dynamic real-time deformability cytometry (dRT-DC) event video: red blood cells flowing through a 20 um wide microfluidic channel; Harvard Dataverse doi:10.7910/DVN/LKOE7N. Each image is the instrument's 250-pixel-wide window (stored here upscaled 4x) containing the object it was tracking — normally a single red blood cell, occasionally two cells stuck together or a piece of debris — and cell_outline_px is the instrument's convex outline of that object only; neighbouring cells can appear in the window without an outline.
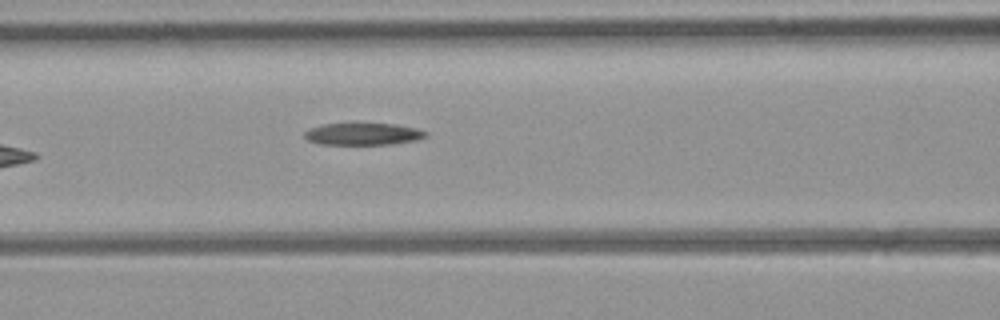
{"species": "common noctule bat (a hibernating species)", "species_latin": "Nyctalus noctula", "temperature_condition": "room temperature", "stored_images_in_passage": 6, "camera_frame_rate_fps": 3000, "um_per_image_px": 0.085, "animal": {"sex": "female", "body_mass_g": 21.9}, "frame": {"image": 1, "passage_image": 6, "time_ms": 6.667, "image_size_px": [1000, 320], "cell_outline_px": [[428, 136], [416, 140], [388, 144], [320, 144], [308, 140], [304, 136], [304, 132], [308, 128], [320, 124], [356, 120], [396, 124], [416, 128], [428, 132]], "centroid_in_image_um": [30.81, 11.32], "position_along_channel_um": 135.8, "area_um2": 16.59}}